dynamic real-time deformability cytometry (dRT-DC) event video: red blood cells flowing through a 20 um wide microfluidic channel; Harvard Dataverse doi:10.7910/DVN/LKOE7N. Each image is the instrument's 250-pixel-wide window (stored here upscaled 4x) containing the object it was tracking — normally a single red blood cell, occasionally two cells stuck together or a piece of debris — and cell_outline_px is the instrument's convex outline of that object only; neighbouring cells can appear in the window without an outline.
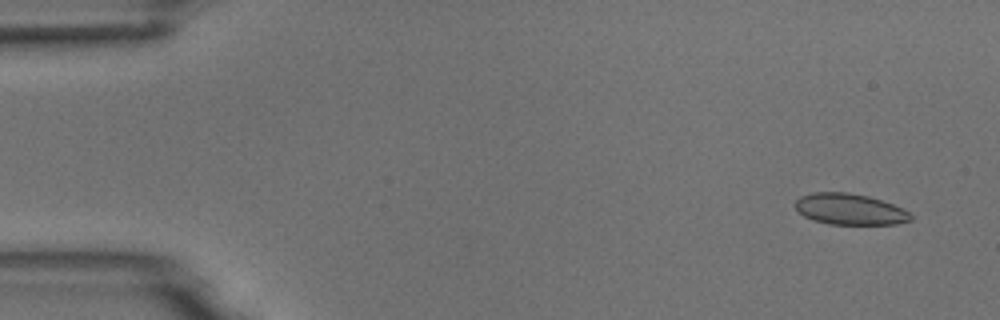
{"species": "common noctule bat (a hibernating species)", "species_latin": "Nyctalus noctula", "temperature_condition": "room temperature", "stored_images_in_passage": 4, "camera_frame_rate_fps": 3000, "um_per_image_px": 0.085, "animal": {"sex": "male", "body_mass_g": 18.8}, "frame": {"image": 1, "passage_image": 1, "time_ms": 0.0, "image_size_px": [1000, 320], "cell_outline_px": [[912, 220], [896, 224], [828, 224], [812, 220], [804, 216], [796, 208], [796, 200], [800, 196], [812, 192], [848, 192], [868, 196], [892, 204], [908, 212], [912, 216]], "centroid_in_image_um": [72.2, 17.78], "position_along_channel_um": 12.8, "area_um2": 20.81}}